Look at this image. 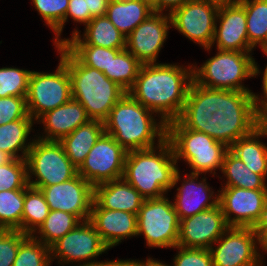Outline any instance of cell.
Listing matches in <instances>:
<instances>
[{
	"label": "cell",
	"instance_id": "6da1fadb",
	"mask_svg": "<svg viewBox=\"0 0 267 266\" xmlns=\"http://www.w3.org/2000/svg\"><path fill=\"white\" fill-rule=\"evenodd\" d=\"M183 127L203 132L230 147L262 122L254 92L211 89L192 82L176 119Z\"/></svg>",
	"mask_w": 267,
	"mask_h": 266
},
{
	"label": "cell",
	"instance_id": "7a4b0ae2",
	"mask_svg": "<svg viewBox=\"0 0 267 266\" xmlns=\"http://www.w3.org/2000/svg\"><path fill=\"white\" fill-rule=\"evenodd\" d=\"M192 82V65L142 64L128 93L168 123L180 116Z\"/></svg>",
	"mask_w": 267,
	"mask_h": 266
},
{
	"label": "cell",
	"instance_id": "3957f363",
	"mask_svg": "<svg viewBox=\"0 0 267 266\" xmlns=\"http://www.w3.org/2000/svg\"><path fill=\"white\" fill-rule=\"evenodd\" d=\"M177 164L166 138L155 147L128 151L122 178L145 199L160 198L180 181Z\"/></svg>",
	"mask_w": 267,
	"mask_h": 266
},
{
	"label": "cell",
	"instance_id": "277c9868",
	"mask_svg": "<svg viewBox=\"0 0 267 266\" xmlns=\"http://www.w3.org/2000/svg\"><path fill=\"white\" fill-rule=\"evenodd\" d=\"M154 113L127 92L103 122L105 132L127 152L155 147L166 139L167 123L154 118Z\"/></svg>",
	"mask_w": 267,
	"mask_h": 266
},
{
	"label": "cell",
	"instance_id": "5b68a950",
	"mask_svg": "<svg viewBox=\"0 0 267 266\" xmlns=\"http://www.w3.org/2000/svg\"><path fill=\"white\" fill-rule=\"evenodd\" d=\"M55 47L59 58L67 66L72 98L85 108L91 120L104 122L114 105L127 92L103 72L83 65L63 44Z\"/></svg>",
	"mask_w": 267,
	"mask_h": 266
},
{
	"label": "cell",
	"instance_id": "8992f818",
	"mask_svg": "<svg viewBox=\"0 0 267 266\" xmlns=\"http://www.w3.org/2000/svg\"><path fill=\"white\" fill-rule=\"evenodd\" d=\"M216 50L201 66H192L193 81L211 89L251 92L242 81L261 73L252 53Z\"/></svg>",
	"mask_w": 267,
	"mask_h": 266
},
{
	"label": "cell",
	"instance_id": "52a82bcc",
	"mask_svg": "<svg viewBox=\"0 0 267 266\" xmlns=\"http://www.w3.org/2000/svg\"><path fill=\"white\" fill-rule=\"evenodd\" d=\"M175 159L189 164L191 174L211 173L222 169L224 155L229 149L224 143L209 135L183 127L177 120L167 123V137Z\"/></svg>",
	"mask_w": 267,
	"mask_h": 266
},
{
	"label": "cell",
	"instance_id": "ba28073f",
	"mask_svg": "<svg viewBox=\"0 0 267 266\" xmlns=\"http://www.w3.org/2000/svg\"><path fill=\"white\" fill-rule=\"evenodd\" d=\"M25 160L28 185L33 188L59 184L78 174L59 141L34 138Z\"/></svg>",
	"mask_w": 267,
	"mask_h": 266
},
{
	"label": "cell",
	"instance_id": "9c48e42d",
	"mask_svg": "<svg viewBox=\"0 0 267 266\" xmlns=\"http://www.w3.org/2000/svg\"><path fill=\"white\" fill-rule=\"evenodd\" d=\"M179 218L167 196L145 199L137 214V237L144 235L151 248H174L179 238Z\"/></svg>",
	"mask_w": 267,
	"mask_h": 266
},
{
	"label": "cell",
	"instance_id": "30bf717a",
	"mask_svg": "<svg viewBox=\"0 0 267 266\" xmlns=\"http://www.w3.org/2000/svg\"><path fill=\"white\" fill-rule=\"evenodd\" d=\"M59 61L54 73L32 71L30 74L26 105L28 114L35 122L72 98L67 66L61 59Z\"/></svg>",
	"mask_w": 267,
	"mask_h": 266
},
{
	"label": "cell",
	"instance_id": "8fae6325",
	"mask_svg": "<svg viewBox=\"0 0 267 266\" xmlns=\"http://www.w3.org/2000/svg\"><path fill=\"white\" fill-rule=\"evenodd\" d=\"M108 250L93 224L86 220L55 242L50 247V254L51 261L57 259L62 266L73 262L80 263L73 266H85L102 262L95 259Z\"/></svg>",
	"mask_w": 267,
	"mask_h": 266
},
{
	"label": "cell",
	"instance_id": "7c38bea8",
	"mask_svg": "<svg viewBox=\"0 0 267 266\" xmlns=\"http://www.w3.org/2000/svg\"><path fill=\"white\" fill-rule=\"evenodd\" d=\"M219 6L209 0H190L169 14L171 27L210 51Z\"/></svg>",
	"mask_w": 267,
	"mask_h": 266
},
{
	"label": "cell",
	"instance_id": "4fadbf2b",
	"mask_svg": "<svg viewBox=\"0 0 267 266\" xmlns=\"http://www.w3.org/2000/svg\"><path fill=\"white\" fill-rule=\"evenodd\" d=\"M127 151L104 132L91 148L78 174L93 187L123 177Z\"/></svg>",
	"mask_w": 267,
	"mask_h": 266
},
{
	"label": "cell",
	"instance_id": "5bb4252c",
	"mask_svg": "<svg viewBox=\"0 0 267 266\" xmlns=\"http://www.w3.org/2000/svg\"><path fill=\"white\" fill-rule=\"evenodd\" d=\"M209 248L213 266H262L263 256L252 228L229 227Z\"/></svg>",
	"mask_w": 267,
	"mask_h": 266
},
{
	"label": "cell",
	"instance_id": "9a60e30c",
	"mask_svg": "<svg viewBox=\"0 0 267 266\" xmlns=\"http://www.w3.org/2000/svg\"><path fill=\"white\" fill-rule=\"evenodd\" d=\"M218 196L228 227L253 228L267 201V189L223 187Z\"/></svg>",
	"mask_w": 267,
	"mask_h": 266
},
{
	"label": "cell",
	"instance_id": "2e32d148",
	"mask_svg": "<svg viewBox=\"0 0 267 266\" xmlns=\"http://www.w3.org/2000/svg\"><path fill=\"white\" fill-rule=\"evenodd\" d=\"M50 210L76 215L81 221L89 220L94 201V187L81 175L52 186L38 188Z\"/></svg>",
	"mask_w": 267,
	"mask_h": 266
},
{
	"label": "cell",
	"instance_id": "e0dca14e",
	"mask_svg": "<svg viewBox=\"0 0 267 266\" xmlns=\"http://www.w3.org/2000/svg\"><path fill=\"white\" fill-rule=\"evenodd\" d=\"M171 19L168 13L154 12L127 37L126 49L141 63H156L159 52L168 38Z\"/></svg>",
	"mask_w": 267,
	"mask_h": 266
},
{
	"label": "cell",
	"instance_id": "ac0fdd59",
	"mask_svg": "<svg viewBox=\"0 0 267 266\" xmlns=\"http://www.w3.org/2000/svg\"><path fill=\"white\" fill-rule=\"evenodd\" d=\"M220 205L180 220L177 245L209 249L228 229Z\"/></svg>",
	"mask_w": 267,
	"mask_h": 266
},
{
	"label": "cell",
	"instance_id": "d6986e66",
	"mask_svg": "<svg viewBox=\"0 0 267 266\" xmlns=\"http://www.w3.org/2000/svg\"><path fill=\"white\" fill-rule=\"evenodd\" d=\"M215 43L219 50L253 52L248 43L245 8L240 2L220 4L211 47Z\"/></svg>",
	"mask_w": 267,
	"mask_h": 266
},
{
	"label": "cell",
	"instance_id": "ffe728a7",
	"mask_svg": "<svg viewBox=\"0 0 267 266\" xmlns=\"http://www.w3.org/2000/svg\"><path fill=\"white\" fill-rule=\"evenodd\" d=\"M199 176L200 174H186L181 181L182 185L176 188L178 192L172 203L179 221L218 205V193L214 194V190L206 182V177L199 181Z\"/></svg>",
	"mask_w": 267,
	"mask_h": 266
},
{
	"label": "cell",
	"instance_id": "44dd1931",
	"mask_svg": "<svg viewBox=\"0 0 267 266\" xmlns=\"http://www.w3.org/2000/svg\"><path fill=\"white\" fill-rule=\"evenodd\" d=\"M89 221L111 249L124 239L137 236V215L121 210L91 208Z\"/></svg>",
	"mask_w": 267,
	"mask_h": 266
},
{
	"label": "cell",
	"instance_id": "7402d4cb",
	"mask_svg": "<svg viewBox=\"0 0 267 266\" xmlns=\"http://www.w3.org/2000/svg\"><path fill=\"white\" fill-rule=\"evenodd\" d=\"M90 120L85 108L71 98L67 103L52 109L37 120L38 124H43L44 134L46 133L42 136L37 135V138L45 141H60Z\"/></svg>",
	"mask_w": 267,
	"mask_h": 266
},
{
	"label": "cell",
	"instance_id": "603a6c76",
	"mask_svg": "<svg viewBox=\"0 0 267 266\" xmlns=\"http://www.w3.org/2000/svg\"><path fill=\"white\" fill-rule=\"evenodd\" d=\"M145 198L123 178L94 187L91 208H106L138 214Z\"/></svg>",
	"mask_w": 267,
	"mask_h": 266
},
{
	"label": "cell",
	"instance_id": "cb8c5ba5",
	"mask_svg": "<svg viewBox=\"0 0 267 266\" xmlns=\"http://www.w3.org/2000/svg\"><path fill=\"white\" fill-rule=\"evenodd\" d=\"M80 32L81 30L74 29L71 38H64L63 45H93L110 49H126V37L107 16L93 17L85 25L83 37Z\"/></svg>",
	"mask_w": 267,
	"mask_h": 266
},
{
	"label": "cell",
	"instance_id": "d4e9b609",
	"mask_svg": "<svg viewBox=\"0 0 267 266\" xmlns=\"http://www.w3.org/2000/svg\"><path fill=\"white\" fill-rule=\"evenodd\" d=\"M267 136V125L262 122L251 133L240 137L229 150L244 162L253 173L262 175L267 179V145L260 138Z\"/></svg>",
	"mask_w": 267,
	"mask_h": 266
},
{
	"label": "cell",
	"instance_id": "484cf974",
	"mask_svg": "<svg viewBox=\"0 0 267 266\" xmlns=\"http://www.w3.org/2000/svg\"><path fill=\"white\" fill-rule=\"evenodd\" d=\"M104 132V123L102 121L90 120L69 135L64 136L59 142L62 144L67 157L78 169Z\"/></svg>",
	"mask_w": 267,
	"mask_h": 266
},
{
	"label": "cell",
	"instance_id": "4316f807",
	"mask_svg": "<svg viewBox=\"0 0 267 266\" xmlns=\"http://www.w3.org/2000/svg\"><path fill=\"white\" fill-rule=\"evenodd\" d=\"M152 13L153 8L141 0H110L106 16L127 37Z\"/></svg>",
	"mask_w": 267,
	"mask_h": 266
},
{
	"label": "cell",
	"instance_id": "83f0119b",
	"mask_svg": "<svg viewBox=\"0 0 267 266\" xmlns=\"http://www.w3.org/2000/svg\"><path fill=\"white\" fill-rule=\"evenodd\" d=\"M33 118H22L0 125V151L9 154L13 159H26L33 139L28 142L32 131ZM27 142V143H26ZM21 151V154H18Z\"/></svg>",
	"mask_w": 267,
	"mask_h": 266
},
{
	"label": "cell",
	"instance_id": "f1b7e54d",
	"mask_svg": "<svg viewBox=\"0 0 267 266\" xmlns=\"http://www.w3.org/2000/svg\"><path fill=\"white\" fill-rule=\"evenodd\" d=\"M221 173L227 179L225 185H221V187H239L251 190L267 189L266 179L262 175L249 170L244 162L229 149L224 155Z\"/></svg>",
	"mask_w": 267,
	"mask_h": 266
},
{
	"label": "cell",
	"instance_id": "f546056e",
	"mask_svg": "<svg viewBox=\"0 0 267 266\" xmlns=\"http://www.w3.org/2000/svg\"><path fill=\"white\" fill-rule=\"evenodd\" d=\"M141 66L127 49H111L109 72L103 73L128 92L134 85Z\"/></svg>",
	"mask_w": 267,
	"mask_h": 266
},
{
	"label": "cell",
	"instance_id": "4dcf8cb0",
	"mask_svg": "<svg viewBox=\"0 0 267 266\" xmlns=\"http://www.w3.org/2000/svg\"><path fill=\"white\" fill-rule=\"evenodd\" d=\"M80 222L81 220L76 215L64 211L50 210L45 221L31 236L50 248ZM37 233L39 236L36 235Z\"/></svg>",
	"mask_w": 267,
	"mask_h": 266
},
{
	"label": "cell",
	"instance_id": "1f68e13d",
	"mask_svg": "<svg viewBox=\"0 0 267 266\" xmlns=\"http://www.w3.org/2000/svg\"><path fill=\"white\" fill-rule=\"evenodd\" d=\"M50 208L40 189H24V207L22 214V233L32 235L49 215Z\"/></svg>",
	"mask_w": 267,
	"mask_h": 266
},
{
	"label": "cell",
	"instance_id": "d6a6232c",
	"mask_svg": "<svg viewBox=\"0 0 267 266\" xmlns=\"http://www.w3.org/2000/svg\"><path fill=\"white\" fill-rule=\"evenodd\" d=\"M246 12L248 43L254 49L267 38V0H239Z\"/></svg>",
	"mask_w": 267,
	"mask_h": 266
},
{
	"label": "cell",
	"instance_id": "836d02e7",
	"mask_svg": "<svg viewBox=\"0 0 267 266\" xmlns=\"http://www.w3.org/2000/svg\"><path fill=\"white\" fill-rule=\"evenodd\" d=\"M24 189L0 192V230L22 232Z\"/></svg>",
	"mask_w": 267,
	"mask_h": 266
},
{
	"label": "cell",
	"instance_id": "e575fe53",
	"mask_svg": "<svg viewBox=\"0 0 267 266\" xmlns=\"http://www.w3.org/2000/svg\"><path fill=\"white\" fill-rule=\"evenodd\" d=\"M32 3L44 22L56 34L54 37L55 46L62 45L64 39L60 36L65 25L69 0H32Z\"/></svg>",
	"mask_w": 267,
	"mask_h": 266
},
{
	"label": "cell",
	"instance_id": "d590c367",
	"mask_svg": "<svg viewBox=\"0 0 267 266\" xmlns=\"http://www.w3.org/2000/svg\"><path fill=\"white\" fill-rule=\"evenodd\" d=\"M50 248L29 235L18 248L13 266H50Z\"/></svg>",
	"mask_w": 267,
	"mask_h": 266
},
{
	"label": "cell",
	"instance_id": "8d00e7d4",
	"mask_svg": "<svg viewBox=\"0 0 267 266\" xmlns=\"http://www.w3.org/2000/svg\"><path fill=\"white\" fill-rule=\"evenodd\" d=\"M31 72L16 67L0 68V97H26Z\"/></svg>",
	"mask_w": 267,
	"mask_h": 266
},
{
	"label": "cell",
	"instance_id": "74e56055",
	"mask_svg": "<svg viewBox=\"0 0 267 266\" xmlns=\"http://www.w3.org/2000/svg\"><path fill=\"white\" fill-rule=\"evenodd\" d=\"M83 65L109 72L111 49L93 45H64Z\"/></svg>",
	"mask_w": 267,
	"mask_h": 266
},
{
	"label": "cell",
	"instance_id": "f35d334b",
	"mask_svg": "<svg viewBox=\"0 0 267 266\" xmlns=\"http://www.w3.org/2000/svg\"><path fill=\"white\" fill-rule=\"evenodd\" d=\"M28 186L27 163L25 159H12L0 166V192L25 189Z\"/></svg>",
	"mask_w": 267,
	"mask_h": 266
},
{
	"label": "cell",
	"instance_id": "ab89813d",
	"mask_svg": "<svg viewBox=\"0 0 267 266\" xmlns=\"http://www.w3.org/2000/svg\"><path fill=\"white\" fill-rule=\"evenodd\" d=\"M28 236L19 230H0V266H13L19 245Z\"/></svg>",
	"mask_w": 267,
	"mask_h": 266
},
{
	"label": "cell",
	"instance_id": "60d3db41",
	"mask_svg": "<svg viewBox=\"0 0 267 266\" xmlns=\"http://www.w3.org/2000/svg\"><path fill=\"white\" fill-rule=\"evenodd\" d=\"M22 118H32L27 111L26 97H0V125Z\"/></svg>",
	"mask_w": 267,
	"mask_h": 266
},
{
	"label": "cell",
	"instance_id": "b9f144b4",
	"mask_svg": "<svg viewBox=\"0 0 267 266\" xmlns=\"http://www.w3.org/2000/svg\"><path fill=\"white\" fill-rule=\"evenodd\" d=\"M174 248L179 251L173 259V266H213L209 249L184 248L178 245Z\"/></svg>",
	"mask_w": 267,
	"mask_h": 266
},
{
	"label": "cell",
	"instance_id": "7bdbcfd3",
	"mask_svg": "<svg viewBox=\"0 0 267 266\" xmlns=\"http://www.w3.org/2000/svg\"><path fill=\"white\" fill-rule=\"evenodd\" d=\"M70 17L74 23L85 26L90 21V11L87 9L86 0H69V7L65 16V23Z\"/></svg>",
	"mask_w": 267,
	"mask_h": 266
},
{
	"label": "cell",
	"instance_id": "ee69618b",
	"mask_svg": "<svg viewBox=\"0 0 267 266\" xmlns=\"http://www.w3.org/2000/svg\"><path fill=\"white\" fill-rule=\"evenodd\" d=\"M262 89L263 95L254 93V101L259 115L263 118L267 114V65L263 71Z\"/></svg>",
	"mask_w": 267,
	"mask_h": 266
},
{
	"label": "cell",
	"instance_id": "f6af8a7d",
	"mask_svg": "<svg viewBox=\"0 0 267 266\" xmlns=\"http://www.w3.org/2000/svg\"><path fill=\"white\" fill-rule=\"evenodd\" d=\"M110 0H86L87 9L90 11V20L93 17L106 16Z\"/></svg>",
	"mask_w": 267,
	"mask_h": 266
},
{
	"label": "cell",
	"instance_id": "bcb514c9",
	"mask_svg": "<svg viewBox=\"0 0 267 266\" xmlns=\"http://www.w3.org/2000/svg\"><path fill=\"white\" fill-rule=\"evenodd\" d=\"M188 1L190 0H157V12L163 13L164 11H168L167 13L170 14Z\"/></svg>",
	"mask_w": 267,
	"mask_h": 266
},
{
	"label": "cell",
	"instance_id": "7dc6e473",
	"mask_svg": "<svg viewBox=\"0 0 267 266\" xmlns=\"http://www.w3.org/2000/svg\"><path fill=\"white\" fill-rule=\"evenodd\" d=\"M253 231L257 234V245L267 254V224H255Z\"/></svg>",
	"mask_w": 267,
	"mask_h": 266
},
{
	"label": "cell",
	"instance_id": "c3c4849f",
	"mask_svg": "<svg viewBox=\"0 0 267 266\" xmlns=\"http://www.w3.org/2000/svg\"><path fill=\"white\" fill-rule=\"evenodd\" d=\"M85 266H131V260L130 259H127V260L118 259V260H112V261L104 260L99 263H95L92 265H85Z\"/></svg>",
	"mask_w": 267,
	"mask_h": 266
},
{
	"label": "cell",
	"instance_id": "681fc988",
	"mask_svg": "<svg viewBox=\"0 0 267 266\" xmlns=\"http://www.w3.org/2000/svg\"><path fill=\"white\" fill-rule=\"evenodd\" d=\"M131 266H170V265H167L162 261L161 262L157 261L156 259L153 258H148L146 259V261L131 259Z\"/></svg>",
	"mask_w": 267,
	"mask_h": 266
},
{
	"label": "cell",
	"instance_id": "f907efd6",
	"mask_svg": "<svg viewBox=\"0 0 267 266\" xmlns=\"http://www.w3.org/2000/svg\"><path fill=\"white\" fill-rule=\"evenodd\" d=\"M255 224H267V201L261 211L260 218L257 220Z\"/></svg>",
	"mask_w": 267,
	"mask_h": 266
},
{
	"label": "cell",
	"instance_id": "816d5d0a",
	"mask_svg": "<svg viewBox=\"0 0 267 266\" xmlns=\"http://www.w3.org/2000/svg\"><path fill=\"white\" fill-rule=\"evenodd\" d=\"M12 159L13 158L9 154L0 151V166L9 163Z\"/></svg>",
	"mask_w": 267,
	"mask_h": 266
},
{
	"label": "cell",
	"instance_id": "f5cc1de1",
	"mask_svg": "<svg viewBox=\"0 0 267 266\" xmlns=\"http://www.w3.org/2000/svg\"><path fill=\"white\" fill-rule=\"evenodd\" d=\"M144 3H147L151 8H153L154 12H157V0H141Z\"/></svg>",
	"mask_w": 267,
	"mask_h": 266
},
{
	"label": "cell",
	"instance_id": "db71d44e",
	"mask_svg": "<svg viewBox=\"0 0 267 266\" xmlns=\"http://www.w3.org/2000/svg\"><path fill=\"white\" fill-rule=\"evenodd\" d=\"M213 1L218 4H227V3H234V2H239V0H209Z\"/></svg>",
	"mask_w": 267,
	"mask_h": 266
},
{
	"label": "cell",
	"instance_id": "11a10c76",
	"mask_svg": "<svg viewBox=\"0 0 267 266\" xmlns=\"http://www.w3.org/2000/svg\"><path fill=\"white\" fill-rule=\"evenodd\" d=\"M262 52L267 55V43H263L261 46H260Z\"/></svg>",
	"mask_w": 267,
	"mask_h": 266
},
{
	"label": "cell",
	"instance_id": "9f6ffc18",
	"mask_svg": "<svg viewBox=\"0 0 267 266\" xmlns=\"http://www.w3.org/2000/svg\"><path fill=\"white\" fill-rule=\"evenodd\" d=\"M263 122L267 125V114L263 117Z\"/></svg>",
	"mask_w": 267,
	"mask_h": 266
}]
</instances>
